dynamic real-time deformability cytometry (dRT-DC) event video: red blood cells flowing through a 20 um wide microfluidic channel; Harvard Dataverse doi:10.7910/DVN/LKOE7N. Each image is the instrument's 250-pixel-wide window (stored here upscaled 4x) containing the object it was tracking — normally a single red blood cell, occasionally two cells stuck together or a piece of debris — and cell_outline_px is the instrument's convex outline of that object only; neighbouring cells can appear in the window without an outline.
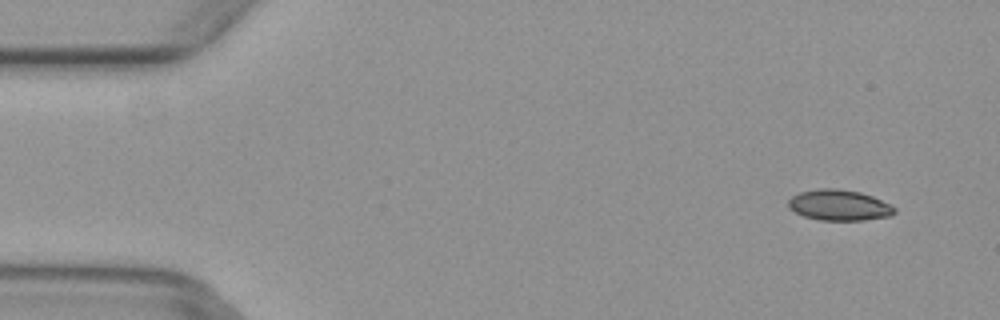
{"species": "common noctule bat (a hibernating species)", "species_latin": "Nyctalus noctula", "temperature_condition": "warm", "stored_images_in_passage": 5, "camera_frame_rate_fps": 3000, "um_per_image_px": 0.085, "animal": {"sex": "female", "body_mass_g": 29.2, "forearm_length_mm": 56.3}, "frame": {"image": 1, "passage_image": 2, "time_ms": 0.333, "image_size_px": [1000, 320], "cell_outline_px": [[896, 212], [892, 216], [864, 220], [820, 220], [804, 216], [788, 208], [788, 200], [792, 196], [800, 192], [820, 188], [836, 188], [860, 192], [872, 196], [896, 208]], "centroid_in_image_um": [71.32, 17.44], "position_along_channel_um": 13.7, "area_um2": 19.02}}